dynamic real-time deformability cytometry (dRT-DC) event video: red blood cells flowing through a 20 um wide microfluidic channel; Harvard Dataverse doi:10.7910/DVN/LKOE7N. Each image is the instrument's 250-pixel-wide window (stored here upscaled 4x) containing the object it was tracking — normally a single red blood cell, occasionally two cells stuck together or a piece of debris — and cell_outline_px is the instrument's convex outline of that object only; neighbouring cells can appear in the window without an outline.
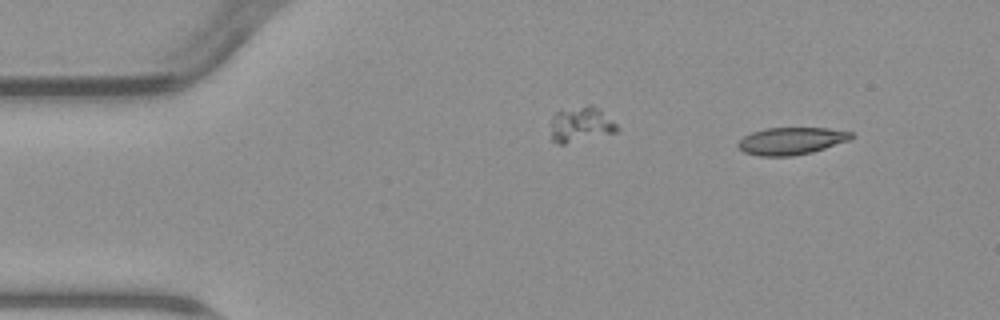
{"species": "common noctule bat (a hibernating species)", "species_latin": "Nyctalus noctula", "temperature_condition": "warm", "stored_images_in_passage": 3, "camera_frame_rate_fps": 3000, "um_per_image_px": 0.085, "animal": {"sex": "male", "body_mass_g": 23.1, "forearm_length_mm": 52.7}, "frame": {"image": 1, "passage_image": 1, "time_ms": 0.0, "image_size_px": [1000, 320], "cell_outline_px": [[852, 136], [848, 140], [812, 152], [792, 156], [760, 156], [744, 152], [736, 144], [744, 136], [752, 132], [764, 128], [828, 128], [852, 132]], "centroid_in_image_um": [67.22, 11.98], "position_along_channel_um": 17.8, "area_um2": 17.8}}
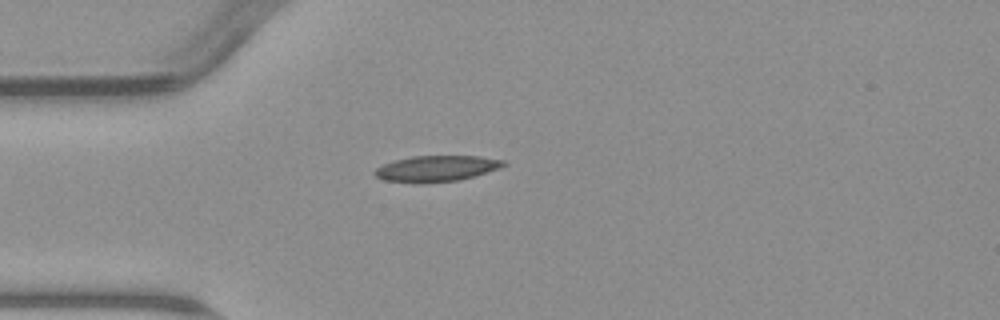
{"frame": {"image": 2, "passage_image": 3, "time_ms": 3.0, "image_size_px": [1000, 320], "cell_outline_px": [[508, 164], [500, 168], [460, 180], [424, 184], [412, 184], [384, 180], [376, 176], [372, 172], [376, 168], [384, 164], [396, 160], [412, 156], [480, 156], [504, 160]], "centroid_in_image_um": [37.09, 14.34], "position_along_channel_um": 47.9, "area_um2": 19.77}}